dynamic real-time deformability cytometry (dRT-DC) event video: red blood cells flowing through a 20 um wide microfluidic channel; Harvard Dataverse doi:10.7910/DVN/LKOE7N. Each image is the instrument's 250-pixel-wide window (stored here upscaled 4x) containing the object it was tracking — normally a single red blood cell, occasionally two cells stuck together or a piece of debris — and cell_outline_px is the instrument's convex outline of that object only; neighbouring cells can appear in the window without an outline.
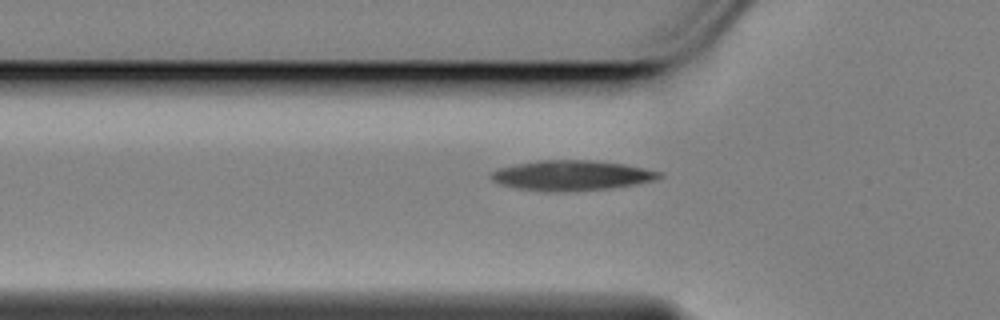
{"species": "Egyptian fruit bat (a non-hibernating species)", "species_latin": "Rousettus aegyptiacus", "temperature_condition": "cold", "stored_images_in_passage": 43, "segment_of_instrument_passage": [1, 2], "camera_frame_rate_fps": 3000, "um_per_image_px": 0.085, "animal": {"sex": "female"}, "frame": {"image": 1, "passage_image": 3, "time_ms": 0.667, "image_size_px": [1000, 320], "cell_outline_px": [[664, 176], [652, 180], [632, 184], [604, 188], [520, 188], [504, 184], [492, 180], [488, 176], [492, 172], [500, 168], [516, 164], [536, 160], [592, 160], [624, 164], [664, 172]], "centroid_in_image_um": [48.64, 14.83], "position_along_channel_um": 77.2, "area_um2": 27.69}}
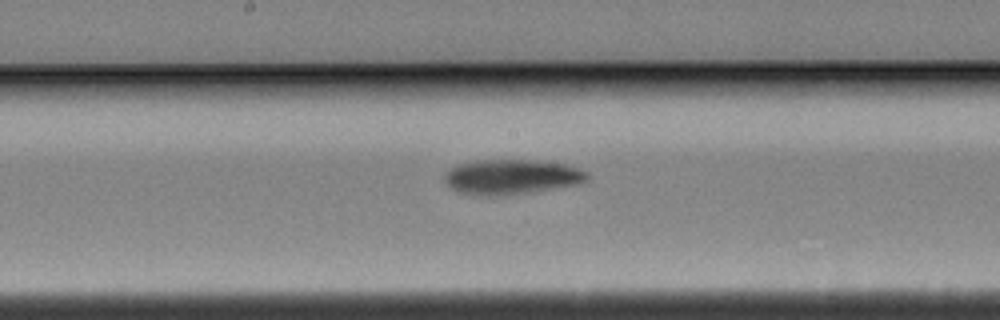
{"frame": {"image": 2, "passage_image": 14, "time_ms": 4.333, "image_size_px": [1000, 320], "cell_outline_px": [[588, 180], [568, 184], [516, 192], [460, 192], [452, 188], [444, 180], [444, 172], [448, 168], [456, 164], [476, 160], [536, 160], [568, 164], [588, 172]], "centroid_in_image_um": [43.43, 14.93], "position_along_channel_um": 204.8, "area_um2": 27.22}}
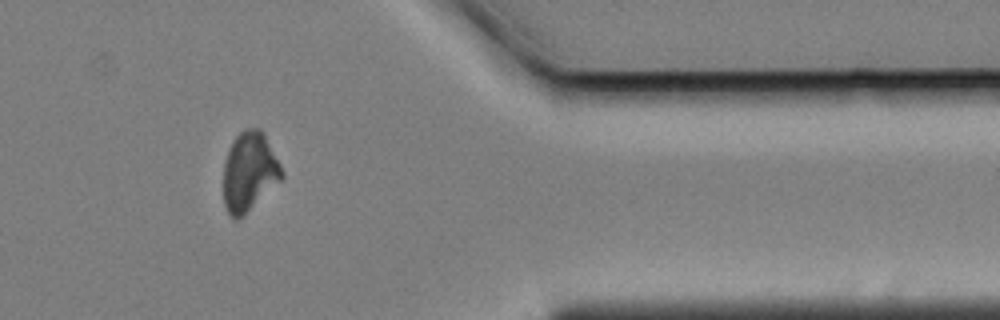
{"frame": {"image": 3, "passage_image": 32, "time_ms": 10.333, "image_size_px": [1000, 320], "cell_outline_px": [[284, 176], [280, 180], [236, 220], [228, 212], [224, 204], [224, 164], [232, 140], [244, 128], [260, 128], [264, 132], [284, 172]], "centroid_in_image_um": [21.19, 14.52], "position_along_channel_um": 390.2, "area_um2": 26.3}}